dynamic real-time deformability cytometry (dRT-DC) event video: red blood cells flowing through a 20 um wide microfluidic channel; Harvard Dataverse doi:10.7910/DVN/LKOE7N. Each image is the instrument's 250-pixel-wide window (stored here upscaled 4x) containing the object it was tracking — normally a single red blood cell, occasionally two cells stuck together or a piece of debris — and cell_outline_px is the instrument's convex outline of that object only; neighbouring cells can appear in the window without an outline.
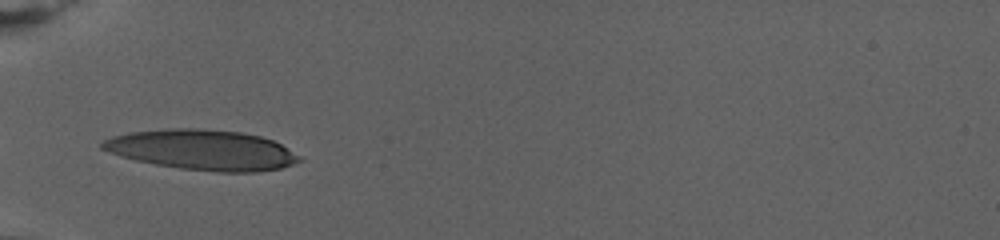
{"species": "human", "species_latin": "Homo sapiens", "temperature_condition": "warm", "stored_images_in_passage": 44, "camera_frame_rate_fps": 3000, "um_per_image_px": 0.085, "donor": {"sex": "female"}, "frame": {"image": 1, "passage_image": 1, "time_ms": 0.0, "image_size_px": [1000, 240], "cell_outline_px": [[304, 160], [280, 168], [260, 172], [220, 172], [180, 168], [156, 164], [136, 160], [120, 156], [108, 152], [100, 148], [100, 144], [104, 140], [112, 136], [128, 132], [164, 128], [200, 128], [240, 132], [260, 136], [272, 140], [280, 144], [300, 156]], "centroid_in_image_um": [17.17, 12.73], "position_along_channel_um": 67.8, "area_um2": 46.3}}
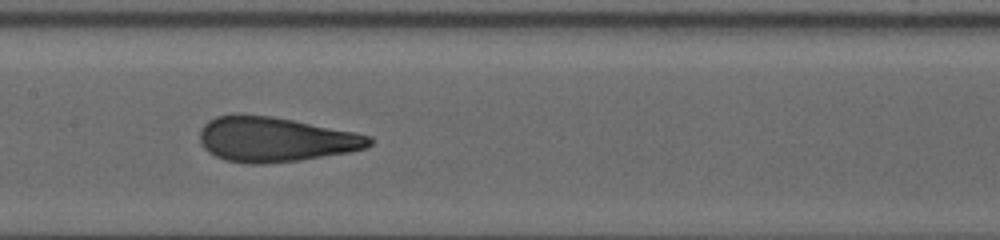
{"frame": {"image": 2, "passage_image": 14, "time_ms": 4.333, "image_size_px": [1000, 240], "cell_outline_px": [[372, 144], [368, 148], [348, 152], [300, 160], [264, 164], [252, 164], [224, 160], [208, 152], [200, 144], [200, 128], [208, 120], [216, 116], [236, 112], [272, 116], [352, 132], [368, 136], [372, 140]], "centroid_in_image_um": [23.31, 11.84], "position_along_channel_um": 184.1, "area_um2": 44.45}}
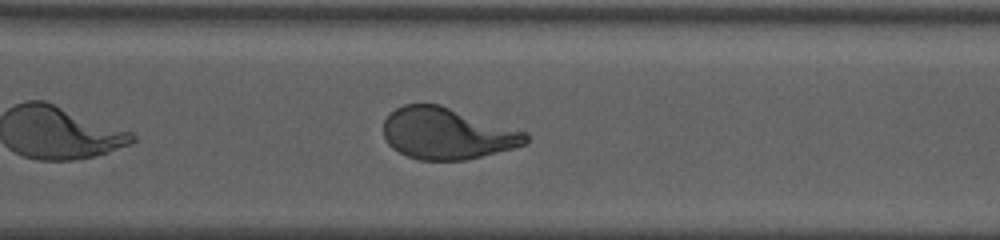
{"frame": {"image": 3, "passage_image": 30, "time_ms": 9.667, "image_size_px": [1000, 240], "cell_outline_px": [[528, 140], [524, 144], [512, 148], [464, 160], [420, 160], [408, 156], [392, 148], [388, 144], [384, 136], [384, 120], [396, 108], [404, 104], [440, 104], [528, 132]], "centroid_in_image_um": [38.0, 11.34], "position_along_channel_um": 332.6, "area_um2": 42.48}, "authors_computed_cell_mechanics": {"area_um2": 43.6101, "velocity_mm_per_s": 2.7965, "shape_relaxation_time_tau1_ms": 6.4056, "shape_relaxation_time_tau2_ms": 1.0619, "deformation_change_tau1": 0.2538, "deformation_change_tau2": 0.0912}}